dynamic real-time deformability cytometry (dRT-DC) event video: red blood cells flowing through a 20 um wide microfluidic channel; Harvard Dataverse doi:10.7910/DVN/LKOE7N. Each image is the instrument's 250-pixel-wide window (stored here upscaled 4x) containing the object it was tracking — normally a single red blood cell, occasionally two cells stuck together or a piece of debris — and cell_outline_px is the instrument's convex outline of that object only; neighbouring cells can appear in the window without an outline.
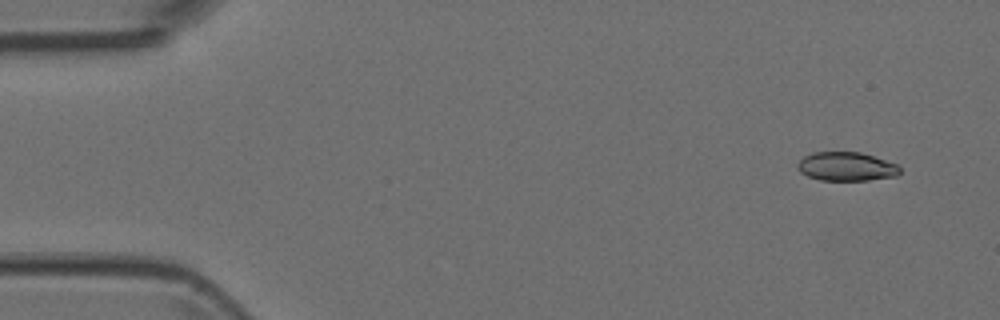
{"species": "Egyptian fruit bat (a non-hibernating species)", "species_latin": "Rousettus aegyptiacus", "temperature_condition": "room temperature", "stored_images_in_passage": 4, "camera_frame_rate_fps": 3000, "um_per_image_px": 0.085, "animal": {"sex": "female"}, "frame": {"image": 1, "passage_image": 1, "time_ms": 0.0, "image_size_px": [1000, 320], "cell_outline_px": [[900, 172], [896, 176], [868, 180], [820, 180], [808, 176], [800, 172], [796, 168], [796, 164], [804, 156], [812, 152], [860, 152], [896, 164], [900, 168]], "centroid_in_image_um": [71.89, 14.15], "position_along_channel_um": 13.1, "area_um2": 17.11}}
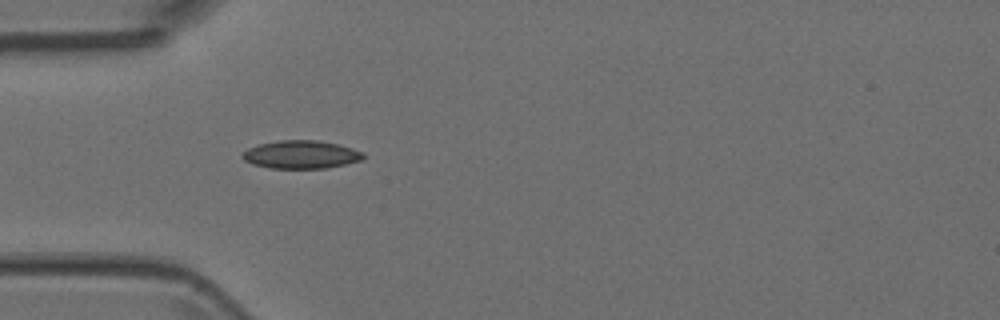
{"frame": {"image": 2, "passage_image": 4, "time_ms": 1.0, "image_size_px": [1000, 320], "cell_outline_px": [[364, 160], [328, 168], [268, 168], [252, 164], [244, 160], [240, 156], [248, 148], [260, 144], [280, 140], [316, 140], [336, 144], [352, 148], [364, 152]], "centroid_in_image_um": [25.6, 13.14], "position_along_channel_um": 59.4, "area_um2": 19.83}}